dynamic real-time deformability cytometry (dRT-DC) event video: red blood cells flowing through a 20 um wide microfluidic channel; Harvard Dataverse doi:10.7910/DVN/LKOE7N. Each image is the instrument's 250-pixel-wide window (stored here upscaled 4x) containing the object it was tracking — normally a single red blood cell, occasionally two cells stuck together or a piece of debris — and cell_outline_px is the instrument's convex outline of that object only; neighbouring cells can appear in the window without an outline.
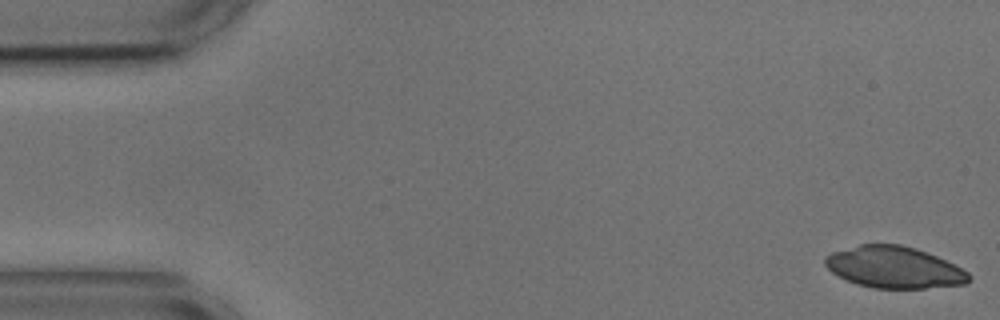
{"species": "common noctule bat (a hibernating species)", "species_latin": "Nyctalus noctula", "temperature_condition": "cold", "stored_images_in_passage": 14, "camera_frame_rate_fps": 3000, "um_per_image_px": 0.085, "animal": {"sex": "male", "body_mass_g": 17.9, "forearm_length_mm": 54.2}, "frame": {"image": 1, "passage_image": 1, "time_ms": 0.0, "image_size_px": [1000, 320], "cell_outline_px": [[972, 276], [964, 284], [924, 288], [872, 288], [856, 284], [832, 272], [824, 264], [824, 256], [832, 252], [860, 244], [900, 244], [916, 248], [936, 256], [968, 272]], "centroid_in_image_um": [75.97, 22.71], "position_along_channel_um": 9.0, "area_um2": 34.62}}